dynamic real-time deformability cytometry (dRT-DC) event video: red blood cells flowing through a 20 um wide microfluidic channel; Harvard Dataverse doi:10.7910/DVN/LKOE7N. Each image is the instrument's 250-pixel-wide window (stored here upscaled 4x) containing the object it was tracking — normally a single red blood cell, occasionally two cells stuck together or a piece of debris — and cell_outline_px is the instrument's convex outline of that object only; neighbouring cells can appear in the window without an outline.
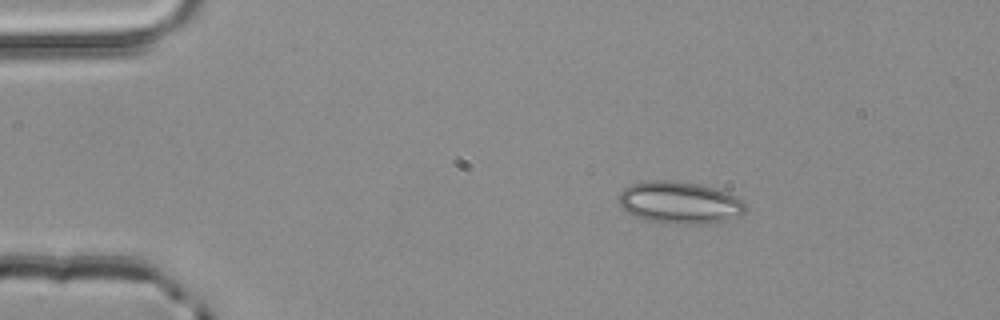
{"species": "common noctule bat (a hibernating species)", "species_latin": "Nyctalus noctula", "temperature_condition": "room temperature", "stored_images_in_passage": 3, "camera_frame_rate_fps": 3000, "um_per_image_px": 0.085, "animal": {"sex": "male", "body_mass_g": 20.4}, "frame": {"image": 1, "passage_image": 2, "time_ms": 0.333, "image_size_px": [1000, 320], "cell_outline_px": [[748, 208], [740, 216], [716, 224], [664, 224], [632, 216], [624, 212], [620, 208], [620, 192], [624, 188], [632, 184], [648, 180], [672, 180], [700, 184], [716, 188], [728, 192], [744, 200]], "centroid_in_image_um": [57.81, 17.24], "position_along_channel_um": 27.2, "area_um2": 32.02}}